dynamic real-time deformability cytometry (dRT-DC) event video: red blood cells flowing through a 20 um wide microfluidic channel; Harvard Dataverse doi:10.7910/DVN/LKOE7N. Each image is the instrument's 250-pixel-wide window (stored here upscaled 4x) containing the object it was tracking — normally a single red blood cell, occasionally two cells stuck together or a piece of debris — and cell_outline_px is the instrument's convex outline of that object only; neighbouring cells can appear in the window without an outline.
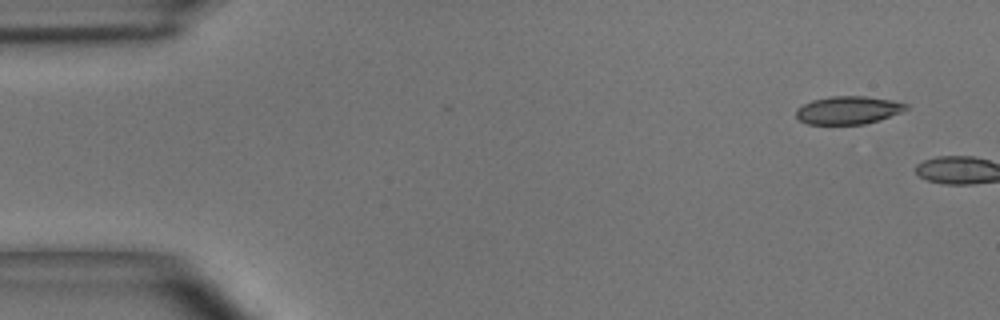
{"species": "common noctule bat (a hibernating species)", "species_latin": "Nyctalus noctula", "temperature_condition": "room temperature", "stored_images_in_passage": 2, "camera_frame_rate_fps": 3000, "um_per_image_px": 0.085, "animal": {"sex": "male", "body_mass_g": 15.6}, "frame": {"image": 1, "passage_image": 1, "time_ms": 0.0, "image_size_px": [1000, 320], "cell_outline_px": [[908, 108], [900, 112], [880, 120], [864, 124], [808, 124], [800, 120], [796, 116], [796, 108], [812, 100], [832, 96], [864, 96], [892, 100], [908, 104]], "centroid_in_image_um": [72.09, 9.36], "position_along_channel_um": 12.9, "area_um2": 17.86}}